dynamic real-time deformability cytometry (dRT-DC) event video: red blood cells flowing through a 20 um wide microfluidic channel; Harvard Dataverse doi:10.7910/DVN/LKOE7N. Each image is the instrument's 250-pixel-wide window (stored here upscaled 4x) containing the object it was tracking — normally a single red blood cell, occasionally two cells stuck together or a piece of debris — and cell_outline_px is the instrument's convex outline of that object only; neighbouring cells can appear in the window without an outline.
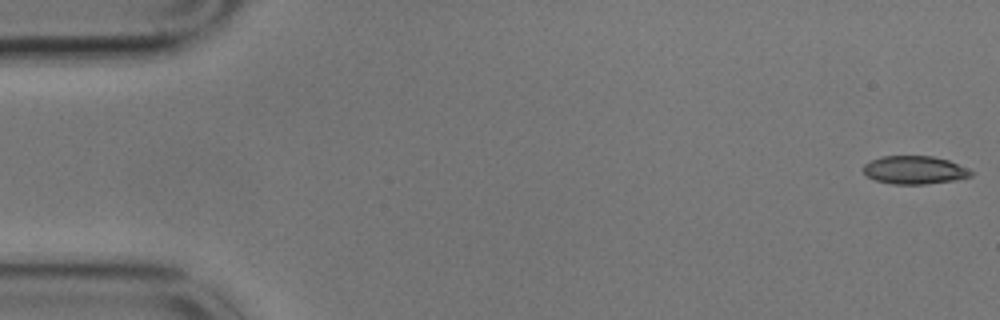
{"species": "common noctule bat (a hibernating species)", "species_latin": "Nyctalus noctula", "temperature_condition": "cold", "stored_images_in_passage": 23, "camera_frame_rate_fps": 3000, "um_per_image_px": 0.085, "animal": {"sex": "male", "body_mass_g": 17.9}, "frame": {"image": 1, "passage_image": 1, "time_ms": 0.0, "image_size_px": [1000, 320], "cell_outline_px": [[976, 172], [972, 176], [956, 180], [924, 184], [892, 184], [876, 180], [868, 176], [864, 172], [864, 164], [880, 156], [932, 156], [948, 160]], "centroid_in_image_um": [77.77, 14.45], "position_along_channel_um": 7.2, "area_um2": 17.63}}
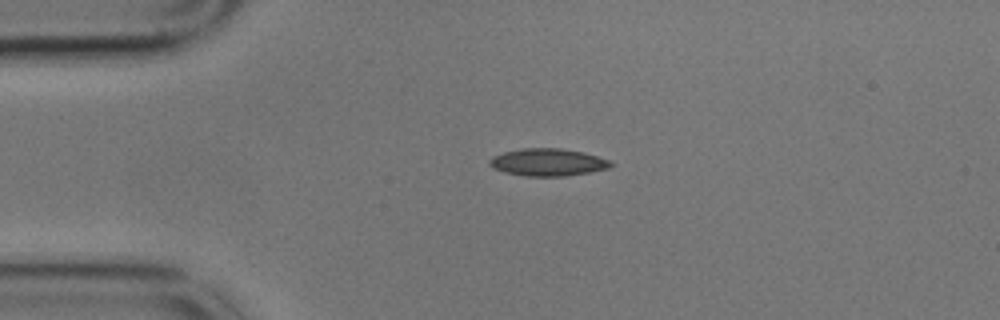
{"frame": {"image": 2, "passage_image": 13, "time_ms": 4.0, "image_size_px": [1000, 320], "cell_outline_px": [[616, 164], [608, 168], [588, 172], [564, 176], [528, 176], [504, 172], [492, 168], [488, 164], [488, 160], [492, 156], [504, 152], [520, 148], [560, 148], [584, 152], [608, 160]], "centroid_in_image_um": [46.53, 13.78], "position_along_channel_um": 38.5, "area_um2": 19.36}}